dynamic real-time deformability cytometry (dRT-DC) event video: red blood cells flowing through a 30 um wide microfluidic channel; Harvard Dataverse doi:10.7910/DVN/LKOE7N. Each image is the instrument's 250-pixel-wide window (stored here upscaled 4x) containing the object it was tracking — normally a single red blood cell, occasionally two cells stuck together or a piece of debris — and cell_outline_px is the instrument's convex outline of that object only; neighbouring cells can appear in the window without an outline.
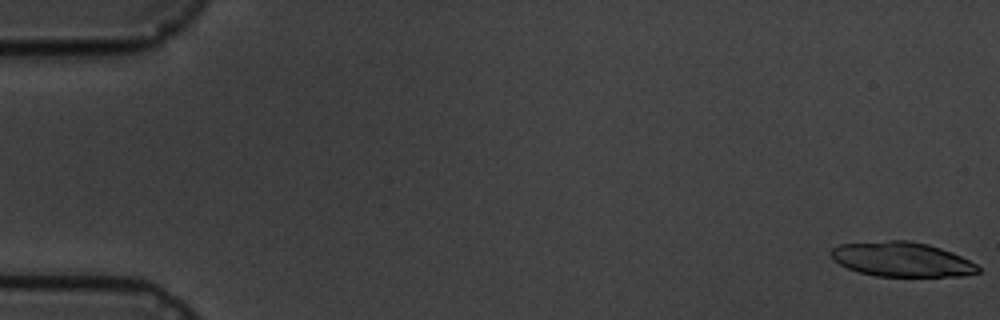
{"species": "common noctule bat (a hibernating species)", "species_latin": "Nyctalus noctula", "temperature_condition": "cold", "stored_images_in_passage": 4, "camera_frame_rate_fps": 3000, "um_per_image_px": 0.085, "animal": {"sex": "male", "body_mass_g": 19.5, "forearm_length_mm": 54.6}, "frame": {"image": 1, "passage_image": 1, "time_ms": 0.0, "image_size_px": [1000, 320], "cell_outline_px": [[980, 272], [960, 276], [876, 276], [860, 272], [848, 268], [832, 260], [828, 252], [832, 248], [840, 244], [888, 240], [908, 240], [928, 244], [952, 252], [976, 264], [980, 268]], "centroid_in_image_um": [76.62, 22.04], "position_along_channel_um": 8.4, "area_um2": 29.65}}